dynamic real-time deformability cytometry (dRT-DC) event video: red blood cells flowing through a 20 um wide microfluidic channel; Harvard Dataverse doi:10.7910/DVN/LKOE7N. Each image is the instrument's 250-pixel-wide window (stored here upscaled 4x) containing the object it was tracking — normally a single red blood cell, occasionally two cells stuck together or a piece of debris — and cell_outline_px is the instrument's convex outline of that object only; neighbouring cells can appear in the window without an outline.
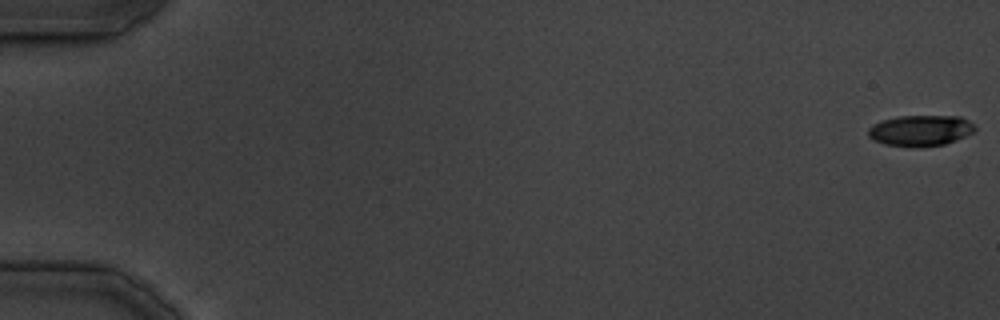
{"species": "common noctule bat (a hibernating species)", "species_latin": "Nyctalus noctula", "temperature_condition": "cold", "stored_images_in_passage": 40, "segment_of_instrument_passage": [1, 2], "camera_frame_rate_fps": 3000, "um_per_image_px": 0.085, "animal": {"sex": "male", "body_mass_g": 19.5, "forearm_length_mm": 54.6}, "frame": {"image": 1, "passage_image": 1, "time_ms": 0.0, "image_size_px": [1000, 320], "cell_outline_px": [[976, 128], [972, 132], [956, 140], [944, 144], [920, 148], [908, 148], [884, 144], [872, 140], [868, 136], [868, 128], [872, 124], [880, 120], [896, 116], [960, 116], [968, 120]], "centroid_in_image_um": [78.17, 11.11], "position_along_channel_um": 6.8, "area_um2": 19.59}}
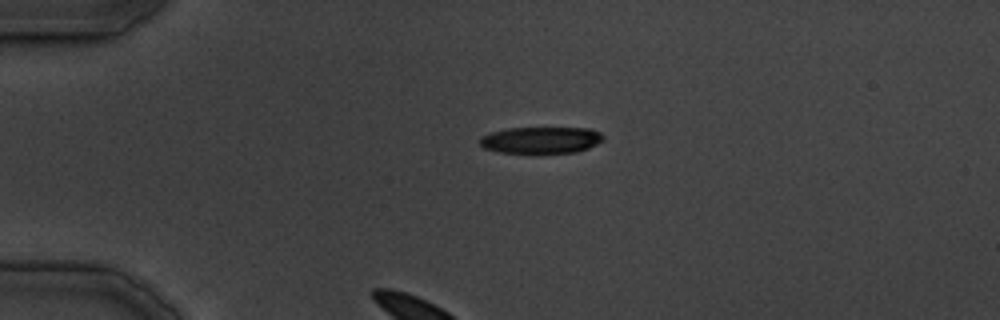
{"frame": {"image": 2, "passage_image": 9, "time_ms": 11.0, "image_size_px": [1000, 320], "cell_outline_px": [[604, 140], [588, 148], [576, 152], [500, 152], [484, 148], [480, 144], [480, 136], [492, 132], [508, 128], [588, 128], [600, 132], [604, 136]], "centroid_in_image_um": [46.0, 11.89], "position_along_channel_um": 39.0, "area_um2": 18.9}}
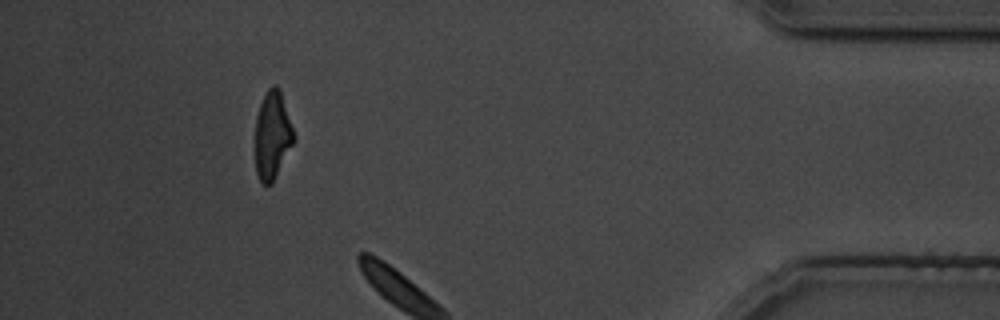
{"frame": {"image": 3, "passage_image": 36, "time_ms": 42.667, "image_size_px": [1000, 320], "cell_outline_px": [[296, 140], [272, 184], [264, 184], [260, 180], [256, 172], [256, 116], [260, 104], [268, 88], [272, 84], [276, 84], [280, 88], [296, 136]], "centroid_in_image_um": [23.19, 11.48], "position_along_channel_um": 412.0, "area_um2": 20.0}}